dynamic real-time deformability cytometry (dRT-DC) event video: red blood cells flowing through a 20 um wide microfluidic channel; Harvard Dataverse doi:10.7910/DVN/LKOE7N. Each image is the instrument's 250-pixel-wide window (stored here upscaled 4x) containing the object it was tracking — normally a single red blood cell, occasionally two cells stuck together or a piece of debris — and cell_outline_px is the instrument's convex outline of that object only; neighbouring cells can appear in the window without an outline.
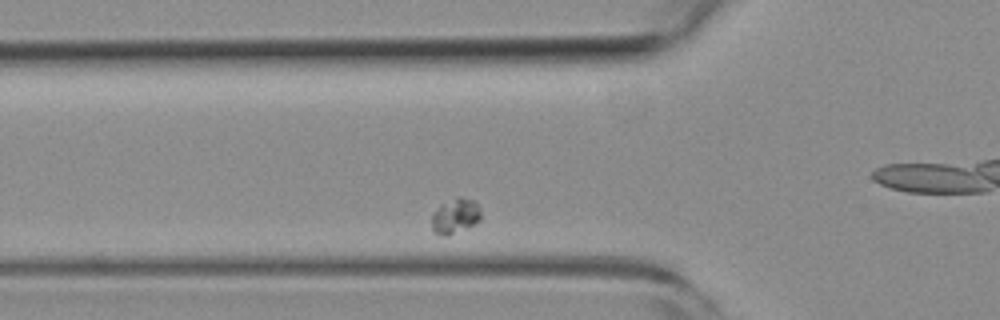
{"species": "common noctule bat (a hibernating species)", "species_latin": "Nyctalus noctula", "temperature_condition": "room temperature", "stored_images_in_passage": 40, "camera_frame_rate_fps": 3000, "um_per_image_px": 0.085, "animal": {"sex": "female", "body_mass_g": 19.3, "forearm_length_mm": 54.1}, "frame": {"image": 1, "passage_image": 12, "time_ms": 3.667, "image_size_px": [1000, 320], "cell_outline_px": [[480, 220], [468, 228], [448, 236], [440, 236], [432, 228], [432, 216], [436, 208], [440, 204], [456, 196], [460, 196], [472, 200], [480, 208]], "centroid_in_image_um": [38.69, 18.36], "position_along_channel_um": 87.1, "area_um2": 10.17}}